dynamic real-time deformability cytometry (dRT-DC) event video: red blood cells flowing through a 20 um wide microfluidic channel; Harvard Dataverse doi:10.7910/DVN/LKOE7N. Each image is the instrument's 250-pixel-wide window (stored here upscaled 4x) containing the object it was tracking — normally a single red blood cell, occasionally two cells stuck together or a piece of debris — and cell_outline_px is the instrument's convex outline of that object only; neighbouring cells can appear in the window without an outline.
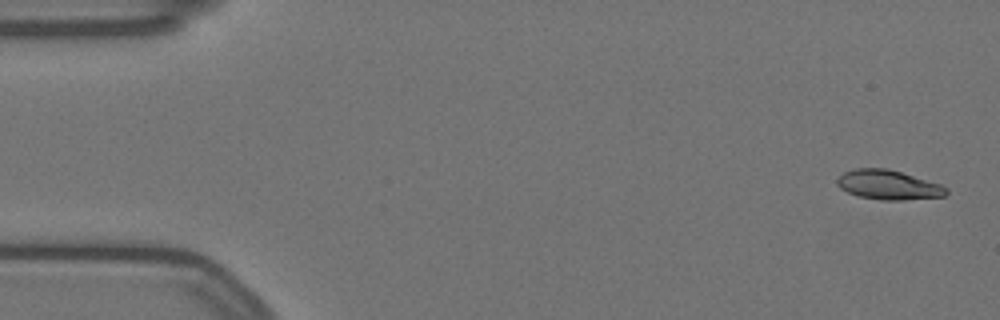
{"species": "Egyptian fruit bat (a non-hibernating species)", "species_latin": "Rousettus aegyptiacus", "temperature_condition": "warm", "stored_images_in_passage": 56, "camera_frame_rate_fps": 3000, "um_per_image_px": 0.085, "animal": {"sex": "female"}, "frame": {"image": 1, "passage_image": 1, "time_ms": 0.0, "image_size_px": [1000, 320], "cell_outline_px": [[948, 192], [944, 196], [904, 200], [880, 200], [856, 196], [840, 188], [836, 184], [836, 180], [844, 172], [852, 168], [888, 168], [940, 184], [948, 188]], "centroid_in_image_um": [75.48, 15.71], "position_along_channel_um": 9.5, "area_um2": 18.84}}
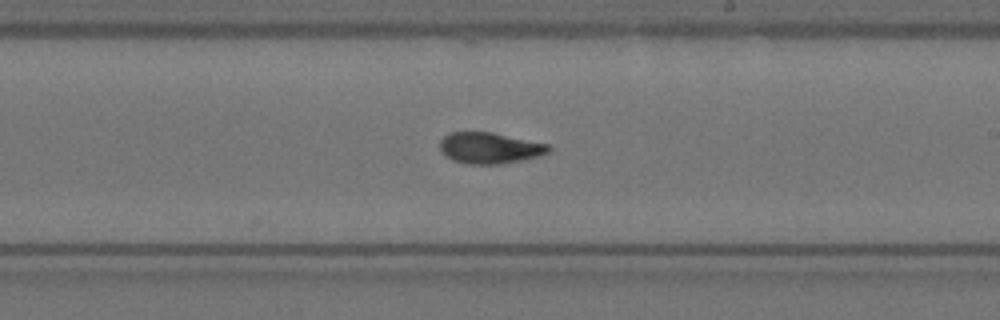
{"frame": {"image": 2, "passage_image": 32, "time_ms": 10.333, "image_size_px": [1000, 320], "cell_outline_px": [[552, 148], [548, 152], [536, 156], [520, 160], [500, 164], [468, 164], [452, 160], [444, 156], [440, 152], [440, 140], [448, 132], [492, 132], [548, 144]], "centroid_in_image_um": [41.56, 12.57], "position_along_channel_um": 247.4, "area_um2": 19.71}}
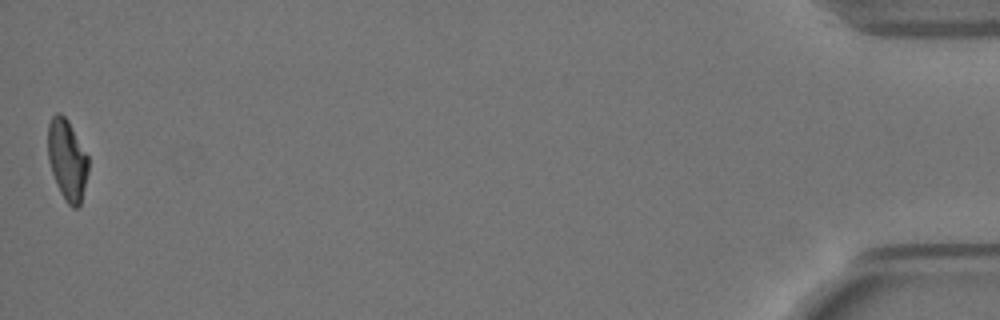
{"frame": {"image": 3, "passage_image": 56, "time_ms": 18.333, "image_size_px": [1000, 320], "cell_outline_px": [[88, 172], [80, 204], [76, 208], [72, 208], [68, 204], [60, 192], [52, 172], [48, 160], [48, 124], [52, 116], [56, 112], [60, 112], [68, 120], [88, 156]], "centroid_in_image_um": [5.7, 13.56], "position_along_channel_um": 429.5, "area_um2": 18.9}, "authors_computed_cell_mechanics": {"area_um2": 19.5075, "velocity_mm_per_s": 3.5062, "shape_relaxation_time_tau1_ms": 4.4922, "shape_relaxation_time_tau2_ms": 1.8903, "deformation_change_tau1": 0.1949, "deformation_change_tau2": 0.0796}}